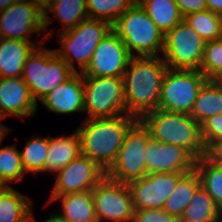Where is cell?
I'll return each instance as SVG.
<instances>
[{
	"instance_id": "52a82bcc",
	"label": "cell",
	"mask_w": 222,
	"mask_h": 222,
	"mask_svg": "<svg viewBox=\"0 0 222 222\" xmlns=\"http://www.w3.org/2000/svg\"><path fill=\"white\" fill-rule=\"evenodd\" d=\"M149 130L137 120L126 132L115 162L106 172L109 179L128 184L146 175L145 148Z\"/></svg>"
},
{
	"instance_id": "4dcf8cb0",
	"label": "cell",
	"mask_w": 222,
	"mask_h": 222,
	"mask_svg": "<svg viewBox=\"0 0 222 222\" xmlns=\"http://www.w3.org/2000/svg\"><path fill=\"white\" fill-rule=\"evenodd\" d=\"M132 4L131 0H86L87 16L112 26Z\"/></svg>"
},
{
	"instance_id": "d6a6232c",
	"label": "cell",
	"mask_w": 222,
	"mask_h": 222,
	"mask_svg": "<svg viewBox=\"0 0 222 222\" xmlns=\"http://www.w3.org/2000/svg\"><path fill=\"white\" fill-rule=\"evenodd\" d=\"M200 71L208 80H222V38L206 42Z\"/></svg>"
},
{
	"instance_id": "5b68a950",
	"label": "cell",
	"mask_w": 222,
	"mask_h": 222,
	"mask_svg": "<svg viewBox=\"0 0 222 222\" xmlns=\"http://www.w3.org/2000/svg\"><path fill=\"white\" fill-rule=\"evenodd\" d=\"M111 29L112 26L105 21L86 18L75 28L58 34L61 49H54V52L74 73H82L88 67L96 47Z\"/></svg>"
},
{
	"instance_id": "ba28073f",
	"label": "cell",
	"mask_w": 222,
	"mask_h": 222,
	"mask_svg": "<svg viewBox=\"0 0 222 222\" xmlns=\"http://www.w3.org/2000/svg\"><path fill=\"white\" fill-rule=\"evenodd\" d=\"M205 44L183 19L164 35L161 57L169 69L200 70Z\"/></svg>"
},
{
	"instance_id": "e575fe53",
	"label": "cell",
	"mask_w": 222,
	"mask_h": 222,
	"mask_svg": "<svg viewBox=\"0 0 222 222\" xmlns=\"http://www.w3.org/2000/svg\"><path fill=\"white\" fill-rule=\"evenodd\" d=\"M132 222H179V219L163 209L135 210Z\"/></svg>"
},
{
	"instance_id": "8992f818",
	"label": "cell",
	"mask_w": 222,
	"mask_h": 222,
	"mask_svg": "<svg viewBox=\"0 0 222 222\" xmlns=\"http://www.w3.org/2000/svg\"><path fill=\"white\" fill-rule=\"evenodd\" d=\"M74 72L44 43L36 46L24 64L22 79L28 85L35 102L44 99L53 89L69 79Z\"/></svg>"
},
{
	"instance_id": "f35d334b",
	"label": "cell",
	"mask_w": 222,
	"mask_h": 222,
	"mask_svg": "<svg viewBox=\"0 0 222 222\" xmlns=\"http://www.w3.org/2000/svg\"><path fill=\"white\" fill-rule=\"evenodd\" d=\"M1 120L2 119H0V121ZM10 131H12V129L0 122V144H2L3 140L9 134Z\"/></svg>"
},
{
	"instance_id": "4fadbf2b",
	"label": "cell",
	"mask_w": 222,
	"mask_h": 222,
	"mask_svg": "<svg viewBox=\"0 0 222 222\" xmlns=\"http://www.w3.org/2000/svg\"><path fill=\"white\" fill-rule=\"evenodd\" d=\"M106 177V172L90 158L80 154L56 173V180L49 197L92 191Z\"/></svg>"
},
{
	"instance_id": "7bdbcfd3",
	"label": "cell",
	"mask_w": 222,
	"mask_h": 222,
	"mask_svg": "<svg viewBox=\"0 0 222 222\" xmlns=\"http://www.w3.org/2000/svg\"><path fill=\"white\" fill-rule=\"evenodd\" d=\"M7 186L2 182V180L0 179V191L5 189Z\"/></svg>"
},
{
	"instance_id": "ee69618b",
	"label": "cell",
	"mask_w": 222,
	"mask_h": 222,
	"mask_svg": "<svg viewBox=\"0 0 222 222\" xmlns=\"http://www.w3.org/2000/svg\"><path fill=\"white\" fill-rule=\"evenodd\" d=\"M133 4H139L141 3L143 0H131Z\"/></svg>"
},
{
	"instance_id": "d590c367",
	"label": "cell",
	"mask_w": 222,
	"mask_h": 222,
	"mask_svg": "<svg viewBox=\"0 0 222 222\" xmlns=\"http://www.w3.org/2000/svg\"><path fill=\"white\" fill-rule=\"evenodd\" d=\"M175 2L183 18L207 9L206 0H175Z\"/></svg>"
},
{
	"instance_id": "9a60e30c",
	"label": "cell",
	"mask_w": 222,
	"mask_h": 222,
	"mask_svg": "<svg viewBox=\"0 0 222 222\" xmlns=\"http://www.w3.org/2000/svg\"><path fill=\"white\" fill-rule=\"evenodd\" d=\"M187 172L151 173L127 185L131 192L134 210L163 209L179 179Z\"/></svg>"
},
{
	"instance_id": "f546056e",
	"label": "cell",
	"mask_w": 222,
	"mask_h": 222,
	"mask_svg": "<svg viewBox=\"0 0 222 222\" xmlns=\"http://www.w3.org/2000/svg\"><path fill=\"white\" fill-rule=\"evenodd\" d=\"M184 20L205 42L222 38V19L219 14L206 9L189 14Z\"/></svg>"
},
{
	"instance_id": "30bf717a",
	"label": "cell",
	"mask_w": 222,
	"mask_h": 222,
	"mask_svg": "<svg viewBox=\"0 0 222 222\" xmlns=\"http://www.w3.org/2000/svg\"><path fill=\"white\" fill-rule=\"evenodd\" d=\"M85 119L126 114L122 77L83 76Z\"/></svg>"
},
{
	"instance_id": "60d3db41",
	"label": "cell",
	"mask_w": 222,
	"mask_h": 222,
	"mask_svg": "<svg viewBox=\"0 0 222 222\" xmlns=\"http://www.w3.org/2000/svg\"><path fill=\"white\" fill-rule=\"evenodd\" d=\"M42 222H68L67 220L60 217L57 213H53L49 218L43 220Z\"/></svg>"
},
{
	"instance_id": "44dd1931",
	"label": "cell",
	"mask_w": 222,
	"mask_h": 222,
	"mask_svg": "<svg viewBox=\"0 0 222 222\" xmlns=\"http://www.w3.org/2000/svg\"><path fill=\"white\" fill-rule=\"evenodd\" d=\"M48 11L63 25L60 32L75 28L88 18L86 0H48L44 9V31L49 30V25L53 21Z\"/></svg>"
},
{
	"instance_id": "7a4b0ae2",
	"label": "cell",
	"mask_w": 222,
	"mask_h": 222,
	"mask_svg": "<svg viewBox=\"0 0 222 222\" xmlns=\"http://www.w3.org/2000/svg\"><path fill=\"white\" fill-rule=\"evenodd\" d=\"M136 121L135 117L128 114L85 119L76 129L81 154L107 172L116 160L126 132Z\"/></svg>"
},
{
	"instance_id": "1f68e13d",
	"label": "cell",
	"mask_w": 222,
	"mask_h": 222,
	"mask_svg": "<svg viewBox=\"0 0 222 222\" xmlns=\"http://www.w3.org/2000/svg\"><path fill=\"white\" fill-rule=\"evenodd\" d=\"M25 174L20 151L16 145L1 147L0 144V179L2 182L9 187L10 182L22 180Z\"/></svg>"
},
{
	"instance_id": "3957f363",
	"label": "cell",
	"mask_w": 222,
	"mask_h": 222,
	"mask_svg": "<svg viewBox=\"0 0 222 222\" xmlns=\"http://www.w3.org/2000/svg\"><path fill=\"white\" fill-rule=\"evenodd\" d=\"M140 121L160 143L180 146L196 160L206 155L201 125L191 115L158 108L145 114Z\"/></svg>"
},
{
	"instance_id": "ab89813d",
	"label": "cell",
	"mask_w": 222,
	"mask_h": 222,
	"mask_svg": "<svg viewBox=\"0 0 222 222\" xmlns=\"http://www.w3.org/2000/svg\"><path fill=\"white\" fill-rule=\"evenodd\" d=\"M17 1H25L28 3L35 4V5L39 6L44 11L48 0H17Z\"/></svg>"
},
{
	"instance_id": "9c48e42d",
	"label": "cell",
	"mask_w": 222,
	"mask_h": 222,
	"mask_svg": "<svg viewBox=\"0 0 222 222\" xmlns=\"http://www.w3.org/2000/svg\"><path fill=\"white\" fill-rule=\"evenodd\" d=\"M207 80L200 70L168 68L162 81L158 108L190 115L199 90Z\"/></svg>"
},
{
	"instance_id": "d6986e66",
	"label": "cell",
	"mask_w": 222,
	"mask_h": 222,
	"mask_svg": "<svg viewBox=\"0 0 222 222\" xmlns=\"http://www.w3.org/2000/svg\"><path fill=\"white\" fill-rule=\"evenodd\" d=\"M56 30L46 31L43 42L22 41L0 38V77L1 78H20L23 74L24 64L27 57L36 46L46 42V39L53 36Z\"/></svg>"
},
{
	"instance_id": "d4e9b609",
	"label": "cell",
	"mask_w": 222,
	"mask_h": 222,
	"mask_svg": "<svg viewBox=\"0 0 222 222\" xmlns=\"http://www.w3.org/2000/svg\"><path fill=\"white\" fill-rule=\"evenodd\" d=\"M179 222H222V211L200 186L183 211Z\"/></svg>"
},
{
	"instance_id": "4316f807",
	"label": "cell",
	"mask_w": 222,
	"mask_h": 222,
	"mask_svg": "<svg viewBox=\"0 0 222 222\" xmlns=\"http://www.w3.org/2000/svg\"><path fill=\"white\" fill-rule=\"evenodd\" d=\"M139 4L163 35L184 19L175 0H143Z\"/></svg>"
},
{
	"instance_id": "ac0fdd59",
	"label": "cell",
	"mask_w": 222,
	"mask_h": 222,
	"mask_svg": "<svg viewBox=\"0 0 222 222\" xmlns=\"http://www.w3.org/2000/svg\"><path fill=\"white\" fill-rule=\"evenodd\" d=\"M40 102L47 110L57 114L83 113L85 103L83 74L75 72Z\"/></svg>"
},
{
	"instance_id": "8fae6325",
	"label": "cell",
	"mask_w": 222,
	"mask_h": 222,
	"mask_svg": "<svg viewBox=\"0 0 222 222\" xmlns=\"http://www.w3.org/2000/svg\"><path fill=\"white\" fill-rule=\"evenodd\" d=\"M98 222H132L134 207L127 184L103 178L92 190Z\"/></svg>"
},
{
	"instance_id": "277c9868",
	"label": "cell",
	"mask_w": 222,
	"mask_h": 222,
	"mask_svg": "<svg viewBox=\"0 0 222 222\" xmlns=\"http://www.w3.org/2000/svg\"><path fill=\"white\" fill-rule=\"evenodd\" d=\"M112 30L133 57L160 56L163 51L164 35L140 4H132L118 17Z\"/></svg>"
},
{
	"instance_id": "7402d4cb",
	"label": "cell",
	"mask_w": 222,
	"mask_h": 222,
	"mask_svg": "<svg viewBox=\"0 0 222 222\" xmlns=\"http://www.w3.org/2000/svg\"><path fill=\"white\" fill-rule=\"evenodd\" d=\"M61 201L62 213L58 215L68 222H98L95 214L92 191L70 193L49 197L47 204Z\"/></svg>"
},
{
	"instance_id": "7c38bea8",
	"label": "cell",
	"mask_w": 222,
	"mask_h": 222,
	"mask_svg": "<svg viewBox=\"0 0 222 222\" xmlns=\"http://www.w3.org/2000/svg\"><path fill=\"white\" fill-rule=\"evenodd\" d=\"M44 31V11L37 5L15 1L0 12V38L32 41L30 35Z\"/></svg>"
},
{
	"instance_id": "836d02e7",
	"label": "cell",
	"mask_w": 222,
	"mask_h": 222,
	"mask_svg": "<svg viewBox=\"0 0 222 222\" xmlns=\"http://www.w3.org/2000/svg\"><path fill=\"white\" fill-rule=\"evenodd\" d=\"M201 132L206 150L222 141V113L206 119L201 124Z\"/></svg>"
},
{
	"instance_id": "cb8c5ba5",
	"label": "cell",
	"mask_w": 222,
	"mask_h": 222,
	"mask_svg": "<svg viewBox=\"0 0 222 222\" xmlns=\"http://www.w3.org/2000/svg\"><path fill=\"white\" fill-rule=\"evenodd\" d=\"M222 113V80H207L199 90L191 116L201 125Z\"/></svg>"
},
{
	"instance_id": "2e32d148",
	"label": "cell",
	"mask_w": 222,
	"mask_h": 222,
	"mask_svg": "<svg viewBox=\"0 0 222 222\" xmlns=\"http://www.w3.org/2000/svg\"><path fill=\"white\" fill-rule=\"evenodd\" d=\"M146 175L151 173L190 172L195 168L196 159L184 148L163 144L153 139H147L145 148Z\"/></svg>"
},
{
	"instance_id": "83f0119b",
	"label": "cell",
	"mask_w": 222,
	"mask_h": 222,
	"mask_svg": "<svg viewBox=\"0 0 222 222\" xmlns=\"http://www.w3.org/2000/svg\"><path fill=\"white\" fill-rule=\"evenodd\" d=\"M194 169L200 178L201 186L222 211V166L202 156L196 160Z\"/></svg>"
},
{
	"instance_id": "b9f144b4",
	"label": "cell",
	"mask_w": 222,
	"mask_h": 222,
	"mask_svg": "<svg viewBox=\"0 0 222 222\" xmlns=\"http://www.w3.org/2000/svg\"><path fill=\"white\" fill-rule=\"evenodd\" d=\"M16 0H0V12L10 7Z\"/></svg>"
},
{
	"instance_id": "484cf974",
	"label": "cell",
	"mask_w": 222,
	"mask_h": 222,
	"mask_svg": "<svg viewBox=\"0 0 222 222\" xmlns=\"http://www.w3.org/2000/svg\"><path fill=\"white\" fill-rule=\"evenodd\" d=\"M201 186L195 169L185 173L165 202L163 210L180 219L183 211L191 202L196 190Z\"/></svg>"
},
{
	"instance_id": "603a6c76",
	"label": "cell",
	"mask_w": 222,
	"mask_h": 222,
	"mask_svg": "<svg viewBox=\"0 0 222 222\" xmlns=\"http://www.w3.org/2000/svg\"><path fill=\"white\" fill-rule=\"evenodd\" d=\"M32 199L9 186L0 191V222H33Z\"/></svg>"
},
{
	"instance_id": "74e56055",
	"label": "cell",
	"mask_w": 222,
	"mask_h": 222,
	"mask_svg": "<svg viewBox=\"0 0 222 222\" xmlns=\"http://www.w3.org/2000/svg\"><path fill=\"white\" fill-rule=\"evenodd\" d=\"M207 9L212 13L222 14V0H206Z\"/></svg>"
},
{
	"instance_id": "f1b7e54d",
	"label": "cell",
	"mask_w": 222,
	"mask_h": 222,
	"mask_svg": "<svg viewBox=\"0 0 222 222\" xmlns=\"http://www.w3.org/2000/svg\"><path fill=\"white\" fill-rule=\"evenodd\" d=\"M27 140L23 150L20 151L22 166L25 173L44 172L45 162L48 155V136H31Z\"/></svg>"
},
{
	"instance_id": "8d00e7d4",
	"label": "cell",
	"mask_w": 222,
	"mask_h": 222,
	"mask_svg": "<svg viewBox=\"0 0 222 222\" xmlns=\"http://www.w3.org/2000/svg\"><path fill=\"white\" fill-rule=\"evenodd\" d=\"M214 164L222 166V141L212 144L205 155Z\"/></svg>"
},
{
	"instance_id": "6da1fadb",
	"label": "cell",
	"mask_w": 222,
	"mask_h": 222,
	"mask_svg": "<svg viewBox=\"0 0 222 222\" xmlns=\"http://www.w3.org/2000/svg\"><path fill=\"white\" fill-rule=\"evenodd\" d=\"M168 66L161 56L132 57L123 74L126 114L140 120L159 107Z\"/></svg>"
},
{
	"instance_id": "ffe728a7",
	"label": "cell",
	"mask_w": 222,
	"mask_h": 222,
	"mask_svg": "<svg viewBox=\"0 0 222 222\" xmlns=\"http://www.w3.org/2000/svg\"><path fill=\"white\" fill-rule=\"evenodd\" d=\"M80 154V138L77 130L67 136H48V155L44 172L57 173Z\"/></svg>"
},
{
	"instance_id": "5bb4252c",
	"label": "cell",
	"mask_w": 222,
	"mask_h": 222,
	"mask_svg": "<svg viewBox=\"0 0 222 222\" xmlns=\"http://www.w3.org/2000/svg\"><path fill=\"white\" fill-rule=\"evenodd\" d=\"M133 56L111 29L96 47L83 76L123 77Z\"/></svg>"
},
{
	"instance_id": "e0dca14e",
	"label": "cell",
	"mask_w": 222,
	"mask_h": 222,
	"mask_svg": "<svg viewBox=\"0 0 222 222\" xmlns=\"http://www.w3.org/2000/svg\"><path fill=\"white\" fill-rule=\"evenodd\" d=\"M38 103L31 95L28 85L20 78L0 77V119L10 116L32 117Z\"/></svg>"
}]
</instances>
